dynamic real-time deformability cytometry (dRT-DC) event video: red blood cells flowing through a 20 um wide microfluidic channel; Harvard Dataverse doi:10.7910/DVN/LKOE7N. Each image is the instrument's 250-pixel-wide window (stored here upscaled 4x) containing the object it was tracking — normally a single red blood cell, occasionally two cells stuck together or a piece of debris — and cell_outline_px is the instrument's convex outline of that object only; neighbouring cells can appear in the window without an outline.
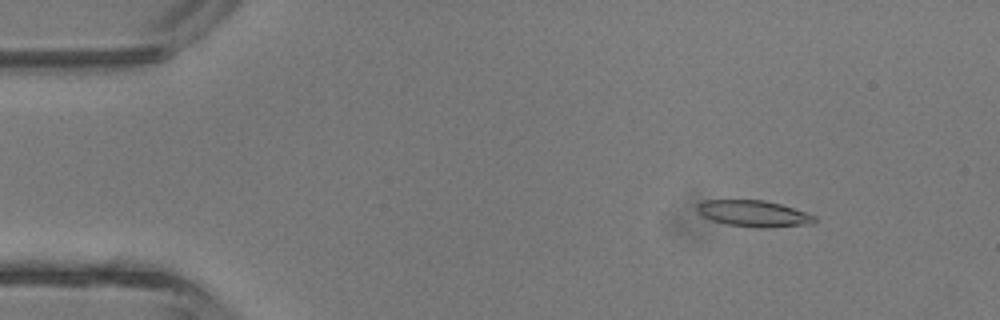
{"species": "common noctule bat (a hibernating species)", "species_latin": "Nyctalus noctula", "temperature_condition": "room temperature", "stored_images_in_passage": 44, "camera_frame_rate_fps": 3000, "um_per_image_px": 0.085, "animal": {"sex": "male", "body_mass_g": 13.3}, "frame": {"image": 1, "passage_image": 6, "time_ms": 1.667, "image_size_px": [1000, 320], "cell_outline_px": [[816, 220], [812, 224], [768, 228], [756, 228], [728, 224], [712, 220], [704, 216], [696, 208], [696, 204], [704, 200], [764, 200], [780, 204], [808, 212], [816, 216]], "centroid_in_image_um": [64.11, 18.15], "position_along_channel_um": 20.9, "area_um2": 18.09}}
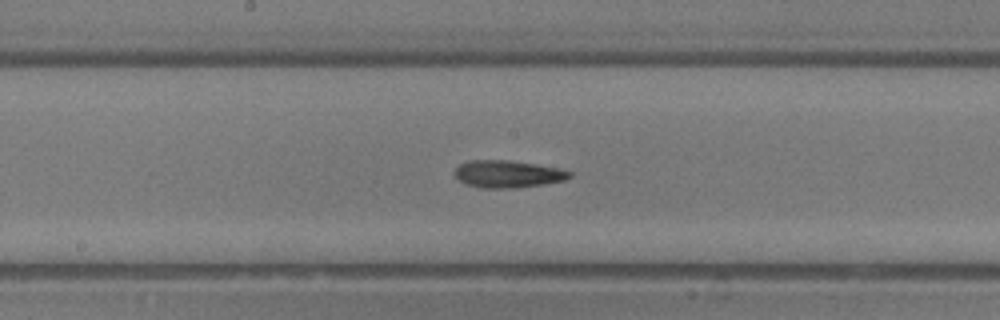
{"frame": {"image": 2, "passage_image": 23, "time_ms": 7.333, "image_size_px": [1000, 320], "cell_outline_px": [[572, 176], [564, 180], [544, 184], [516, 188], [480, 188], [468, 184], [460, 180], [452, 172], [460, 164], [468, 160], [508, 160], [536, 164], [556, 168], [572, 172]], "centroid_in_image_um": [43.14, 14.79], "position_along_channel_um": 205.1, "area_um2": 18.21}}
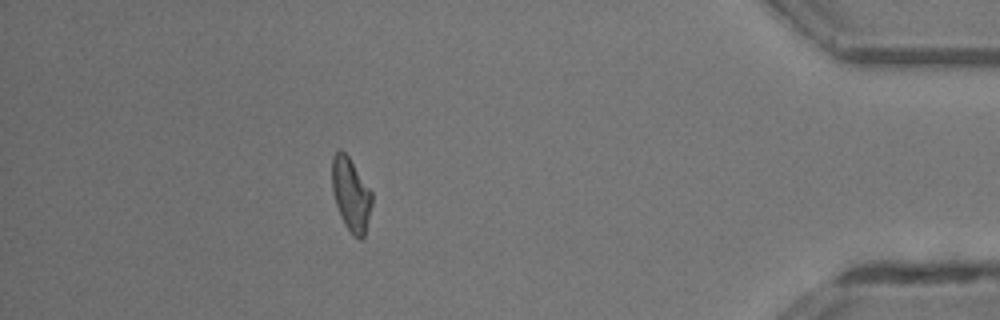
{"frame": {"image": 3, "passage_image": 39, "time_ms": 12.667, "image_size_px": [1000, 320], "cell_outline_px": [[372, 204], [364, 236], [360, 240], [352, 236], [344, 224], [336, 204], [332, 188], [332, 156], [340, 148], [348, 156], [372, 192]], "centroid_in_image_um": [29.82, 16.54], "position_along_channel_um": 405.4, "area_um2": 16.94}, "authors_computed_cell_mechanics": {"area_um2": 17.8602, "velocity_mm_per_s": 4.7303, "shape_relaxation_time_tau1_ms": 4.9487, "shape_relaxation_time_tau2_ms": 7.2428, "deformation_change_tau1": 0.135, "deformation_change_tau2": 0.2171}}